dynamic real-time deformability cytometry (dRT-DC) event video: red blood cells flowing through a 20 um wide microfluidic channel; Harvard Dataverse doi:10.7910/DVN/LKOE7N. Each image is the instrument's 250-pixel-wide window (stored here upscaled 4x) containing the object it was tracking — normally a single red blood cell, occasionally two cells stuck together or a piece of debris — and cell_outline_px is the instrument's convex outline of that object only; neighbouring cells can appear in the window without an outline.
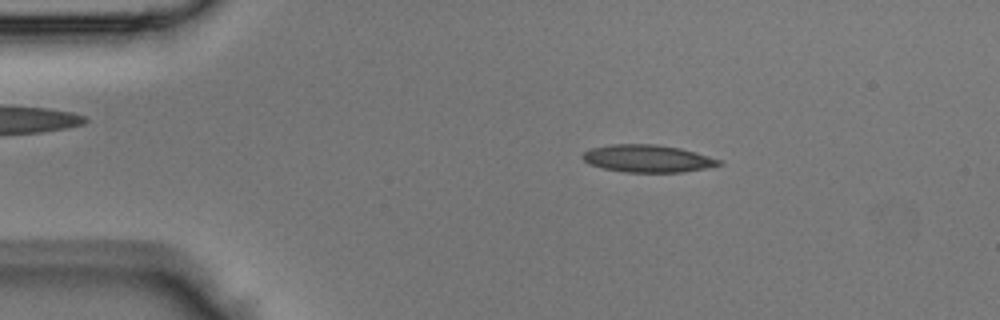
{"species": "Egyptian fruit bat (a non-hibernating species)", "species_latin": "Rousettus aegyptiacus", "temperature_condition": "room temperature", "stored_images_in_passage": 38, "camera_frame_rate_fps": 3000, "um_per_image_px": 0.085, "animal": {"sex": "male"}, "frame": {"image": 1, "passage_image": 2, "time_ms": 0.333, "image_size_px": [1000, 320], "cell_outline_px": [[724, 164], [704, 168], [680, 172], [624, 172], [604, 168], [588, 164], [580, 156], [584, 152], [592, 148], [612, 144], [656, 144], [680, 148], [696, 152], [720, 160]], "centroid_in_image_um": [55.02, 13.47], "position_along_channel_um": 30.0, "area_um2": 21.68}}
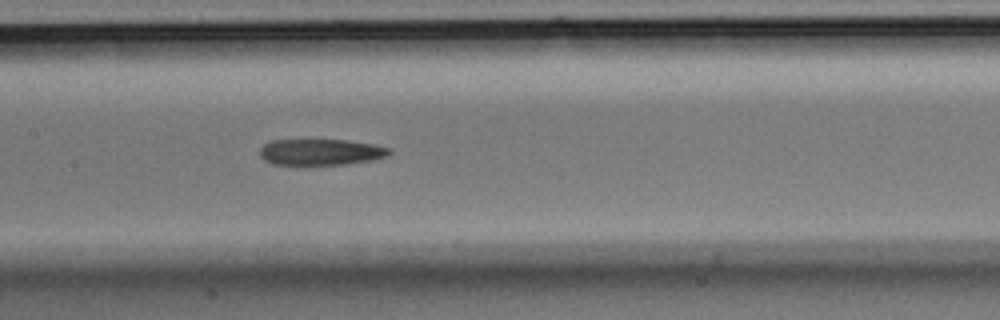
{"frame": {"image": 2, "passage_image": 15, "time_ms": 4.667, "image_size_px": [1000, 320], "cell_outline_px": [[392, 152], [388, 156], [372, 160], [348, 164], [308, 168], [304, 168], [272, 164], [264, 160], [260, 156], [260, 148], [264, 144], [272, 140], [344, 140], [372, 144], [392, 148]], "centroid_in_image_um": [27.23, 12.98], "position_along_channel_um": 180.2, "area_um2": 20.87}}
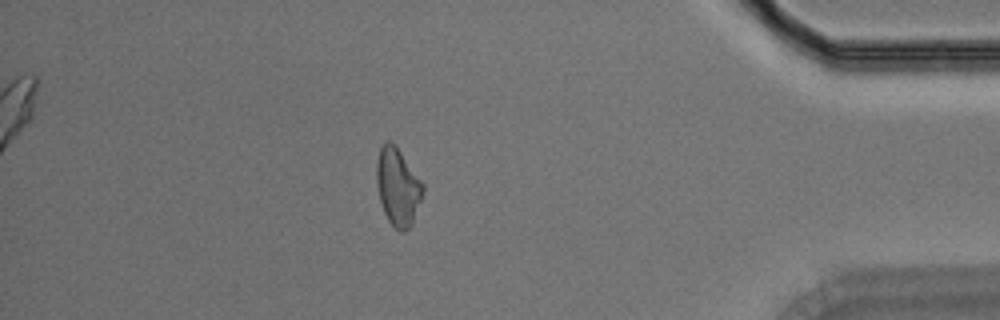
{"frame": {"image": 3, "passage_image": 32, "time_ms": 10.333, "image_size_px": [1000, 320], "cell_outline_px": [[424, 188], [412, 224], [404, 232], [400, 232], [388, 220], [384, 212], [380, 200], [376, 184], [376, 164], [380, 148], [384, 140], [388, 140], [396, 144], [424, 184]], "centroid_in_image_um": [33.8, 15.83], "position_along_channel_um": 401.4, "area_um2": 20.98}}